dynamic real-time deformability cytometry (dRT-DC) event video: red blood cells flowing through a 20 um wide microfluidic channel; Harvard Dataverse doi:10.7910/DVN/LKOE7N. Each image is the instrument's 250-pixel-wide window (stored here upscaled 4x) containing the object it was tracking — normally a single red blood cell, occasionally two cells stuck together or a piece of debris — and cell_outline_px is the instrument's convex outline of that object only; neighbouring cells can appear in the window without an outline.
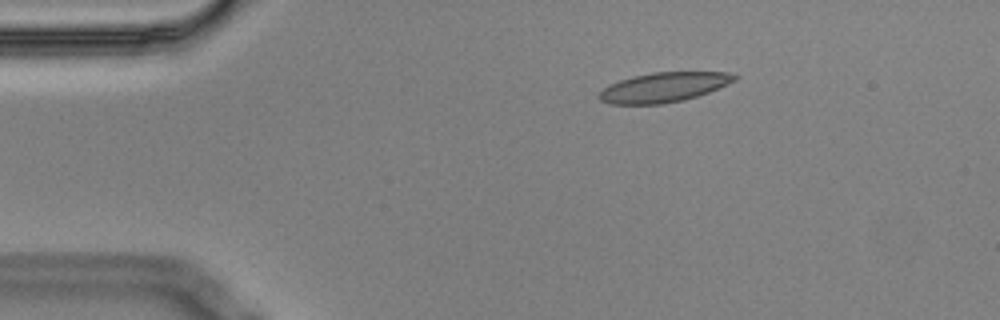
{"species": "Egyptian fruit bat (a non-hibernating species)", "species_latin": "Rousettus aegyptiacus", "temperature_condition": "cold", "stored_images_in_passage": 8, "camera_frame_rate_fps": 3000, "um_per_image_px": 0.085, "animal": {"sex": "male"}, "frame": {"image": 1, "passage_image": 2, "time_ms": 0.333, "image_size_px": [1000, 320], "cell_outline_px": [[740, 76], [736, 80], [728, 84], [708, 92], [684, 100], [664, 104], [608, 104], [600, 100], [596, 96], [608, 84], [632, 76], [652, 72], [728, 72]], "centroid_in_image_um": [56.4, 7.42], "position_along_channel_um": 28.6, "area_um2": 23.58}}
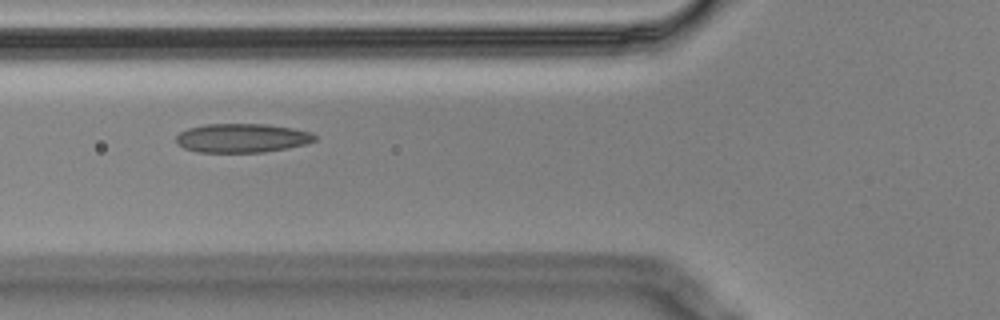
{"frame": {"image": 2, "passage_image": 5, "time_ms": 1.333, "image_size_px": [1000, 320], "cell_outline_px": [[316, 140], [304, 144], [288, 148], [264, 152], [196, 152], [184, 148], [176, 140], [176, 136], [180, 132], [188, 128], [204, 124], [268, 124], [292, 128], [312, 132], [316, 136]], "centroid_in_image_um": [20.58, 11.73], "position_along_channel_um": 105.2, "area_um2": 23.41}}
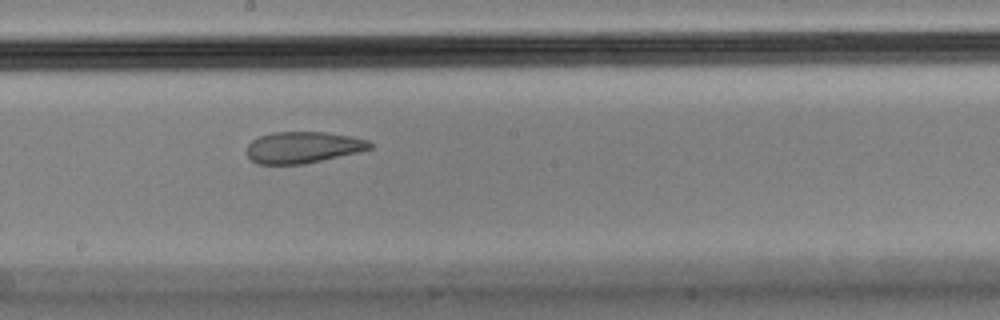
{"frame": {"image": 3, "passage_image": 8, "time_ms": 2.333, "image_size_px": [1000, 320], "cell_outline_px": [[372, 148], [360, 152], [304, 164], [256, 164], [248, 156], [248, 144], [252, 140], [260, 136], [272, 132], [324, 132], [352, 136], [368, 140], [372, 144]], "centroid_in_image_um": [25.78, 12.52], "position_along_channel_um": 222.4, "area_um2": 22.6}}